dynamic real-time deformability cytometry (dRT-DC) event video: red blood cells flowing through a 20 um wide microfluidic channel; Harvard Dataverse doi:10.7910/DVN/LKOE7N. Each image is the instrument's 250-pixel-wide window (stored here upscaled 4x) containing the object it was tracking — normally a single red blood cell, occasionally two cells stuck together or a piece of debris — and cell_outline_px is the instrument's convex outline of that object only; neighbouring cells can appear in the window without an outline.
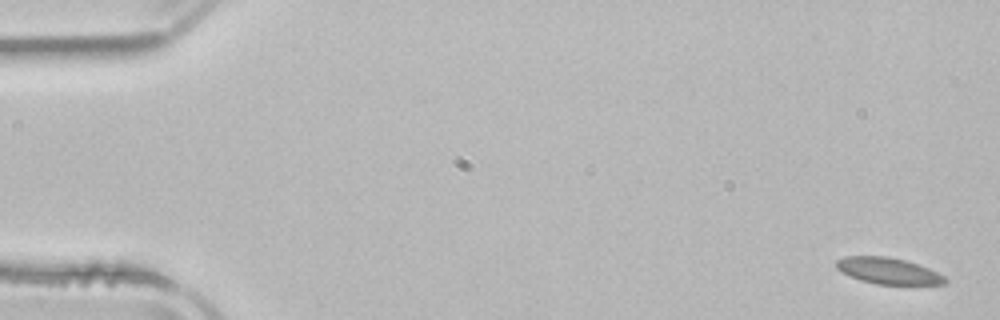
{"species": "common noctule bat (a hibernating species)", "species_latin": "Nyctalus noctula", "temperature_condition": "room temperature", "stored_images_in_passage": 5, "camera_frame_rate_fps": 3000, "um_per_image_px": 0.085, "animal": {"sex": "male", "body_mass_g": 21.5, "forearm_length_mm": 52.0}, "frame": {"image": 1, "passage_image": 1, "time_ms": 0.0, "image_size_px": [1000, 320], "cell_outline_px": [[948, 284], [876, 284], [860, 280], [836, 268], [836, 260], [844, 256], [884, 256], [904, 260], [928, 268], [944, 276], [948, 280]], "centroid_in_image_um": [75.5, 23.02], "position_along_channel_um": 9.5, "area_um2": 16.42}}
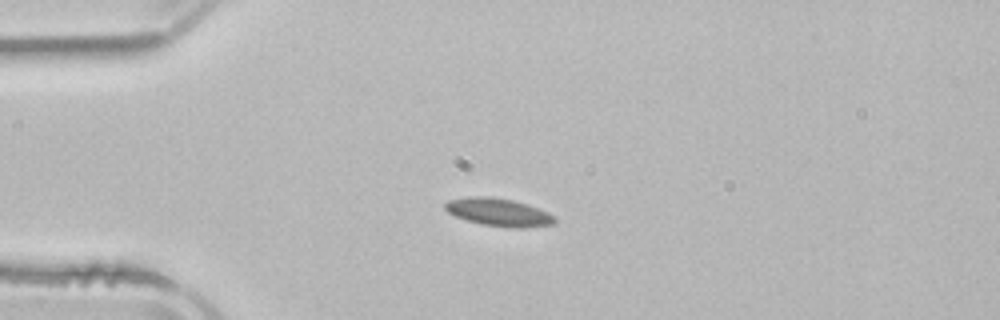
{"frame": {"image": 2, "passage_image": 3, "time_ms": 4.0, "image_size_px": [1000, 320], "cell_outline_px": [[556, 224], [524, 228], [508, 228], [480, 224], [456, 216], [448, 212], [444, 208], [444, 204], [448, 200], [468, 196], [488, 196], [512, 200], [548, 212], [556, 216]], "centroid_in_image_um": [42.39, 18.05], "position_along_channel_um": 42.6, "area_um2": 17.86}}
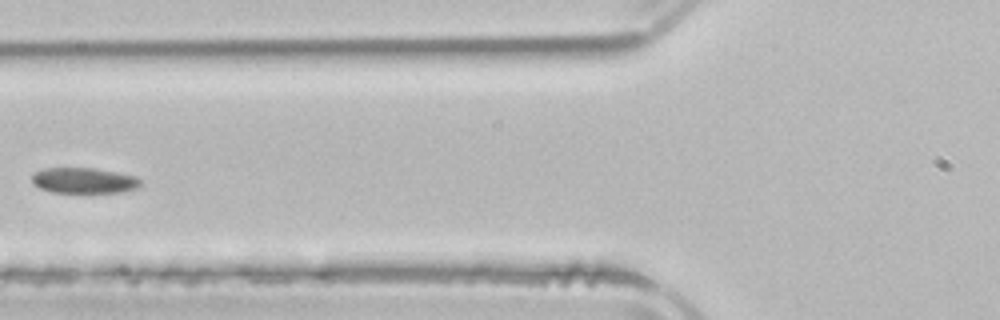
{"frame": {"image": 3, "passage_image": 5, "time_ms": 6.667, "image_size_px": [1000, 320], "cell_outline_px": [[140, 184], [136, 188], [124, 192], [52, 192], [40, 188], [32, 184], [32, 172], [44, 168], [92, 168], [136, 176], [140, 180]], "centroid_in_image_um": [7.08, 15.34], "position_along_channel_um": 118.7, "area_um2": 16.13}}